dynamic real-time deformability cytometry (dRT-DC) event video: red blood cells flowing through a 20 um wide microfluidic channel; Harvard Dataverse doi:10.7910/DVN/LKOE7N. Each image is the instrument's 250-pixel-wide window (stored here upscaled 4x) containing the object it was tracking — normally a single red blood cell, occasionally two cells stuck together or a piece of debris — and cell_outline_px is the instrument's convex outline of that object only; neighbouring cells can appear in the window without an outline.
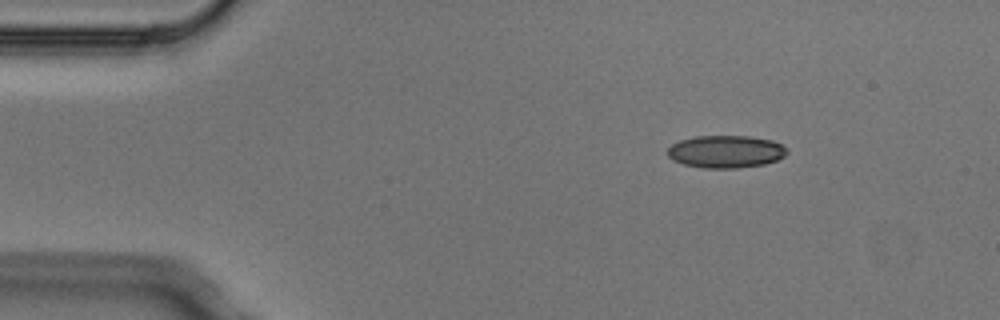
{"species": "Egyptian fruit bat (a non-hibernating species)", "species_latin": "Rousettus aegyptiacus", "temperature_condition": "cold", "stored_images_in_passage": 5, "camera_frame_rate_fps": 3000, "um_per_image_px": 0.085, "animal": {"sex": "male"}, "frame": {"image": 1, "passage_image": 5, "time_ms": 1.333, "image_size_px": [1000, 320], "cell_outline_px": [[788, 152], [784, 156], [776, 160], [764, 164], [736, 168], [704, 168], [684, 164], [672, 160], [668, 156], [668, 148], [672, 144], [680, 140], [696, 136], [748, 136], [772, 140], [788, 148]], "centroid_in_image_um": [61.69, 12.88], "position_along_channel_um": 23.3, "area_um2": 22.6}}